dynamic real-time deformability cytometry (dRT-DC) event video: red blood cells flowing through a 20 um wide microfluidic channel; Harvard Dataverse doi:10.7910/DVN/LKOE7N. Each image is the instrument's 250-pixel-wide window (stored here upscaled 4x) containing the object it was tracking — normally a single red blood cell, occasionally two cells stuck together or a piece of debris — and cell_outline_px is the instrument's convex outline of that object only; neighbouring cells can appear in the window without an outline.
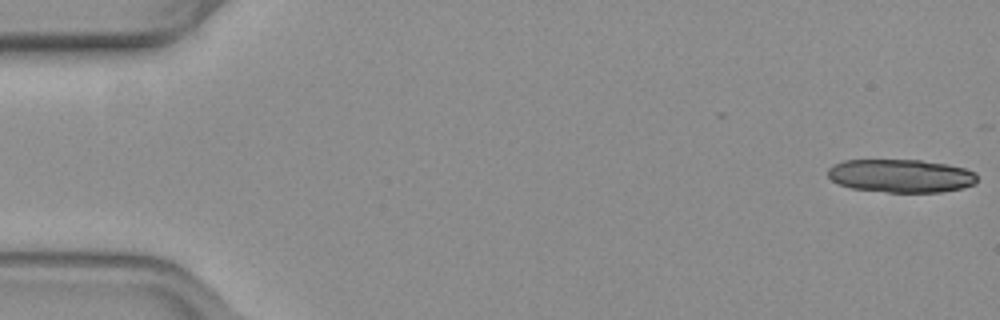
{"species": "common noctule bat (a hibernating species)", "species_latin": "Nyctalus noctula", "temperature_condition": "warm", "stored_images_in_passage": 4, "camera_frame_rate_fps": 3000, "um_per_image_px": 0.085, "animal": {"sex": "female", "body_mass_g": 19.3, "forearm_length_mm": 54.1}, "frame": {"image": 1, "passage_image": 1, "time_ms": 0.0, "image_size_px": [1000, 320], "cell_outline_px": [[976, 180], [972, 184], [960, 188], [940, 192], [888, 192], [852, 188], [840, 184], [832, 180], [828, 176], [828, 168], [832, 164], [844, 160], [920, 160], [948, 164], [964, 168], [976, 172]], "centroid_in_image_um": [76.55, 14.93], "position_along_channel_um": 8.5, "area_um2": 28.78}}